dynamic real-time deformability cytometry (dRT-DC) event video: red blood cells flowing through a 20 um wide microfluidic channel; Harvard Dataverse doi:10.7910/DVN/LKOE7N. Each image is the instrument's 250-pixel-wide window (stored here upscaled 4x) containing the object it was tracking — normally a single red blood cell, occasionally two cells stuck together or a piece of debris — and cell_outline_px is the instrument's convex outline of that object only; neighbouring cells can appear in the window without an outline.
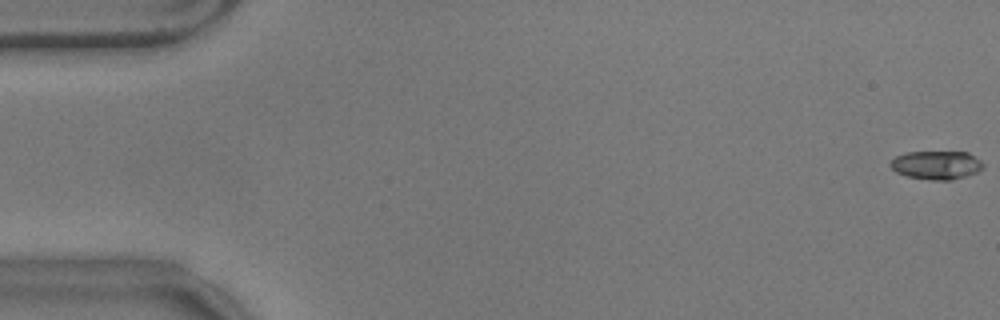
{"species": "common noctule bat (a hibernating species)", "species_latin": "Nyctalus noctula", "temperature_condition": "warm", "stored_images_in_passage": 58, "camera_frame_rate_fps": 3000, "um_per_image_px": 0.085, "animal": {"sex": "male", "body_mass_g": 17.9}, "frame": {"image": 1, "passage_image": 1, "time_ms": 0.0, "image_size_px": [1000, 320], "cell_outline_px": [[984, 168], [976, 172], [952, 180], [928, 180], [908, 176], [896, 172], [888, 164], [896, 156], [904, 152], [968, 152], [980, 160], [984, 164]], "centroid_in_image_um": [79.59, 14.03], "position_along_channel_um": 5.4, "area_um2": 15.43}}
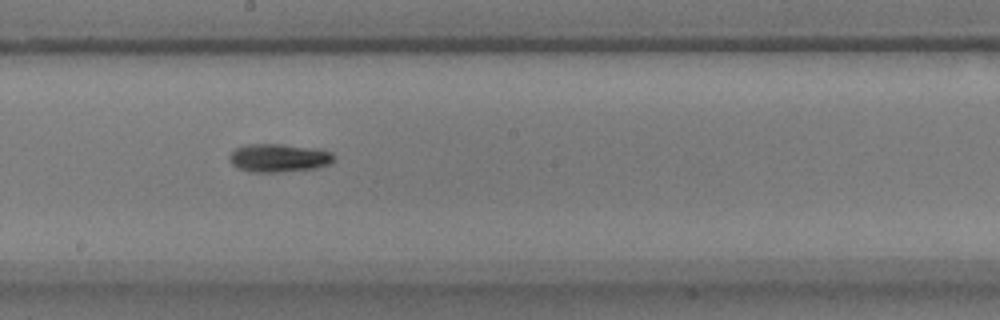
{"frame": {"image": 2, "passage_image": 32, "time_ms": 10.333, "image_size_px": [1000, 320], "cell_outline_px": [[336, 160], [328, 164], [316, 168], [276, 172], [248, 172], [236, 168], [228, 160], [228, 156], [236, 148], [248, 144], [280, 144], [320, 148], [332, 152], [336, 156]], "centroid_in_image_um": [23.71, 13.42], "position_along_channel_um": 224.5, "area_um2": 17.51}}
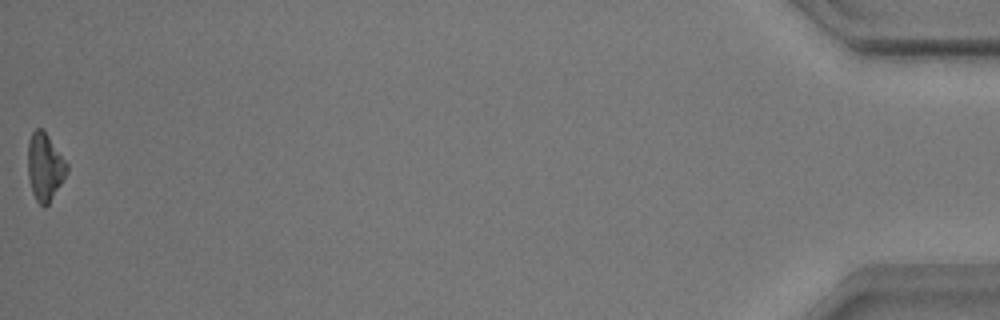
{"frame": {"image": 3, "passage_image": 58, "time_ms": 19.0, "image_size_px": [1000, 320], "cell_outline_px": [[68, 172], [48, 204], [44, 208], [36, 200], [32, 192], [28, 176], [28, 140], [32, 132], [36, 128], [44, 128], [68, 164]], "centroid_in_image_um": [3.81, 14.15], "position_along_channel_um": 431.4, "area_um2": 15.49}, "authors_computed_cell_mechanics": {"area_um2": 15.9239, "velocity_mm_per_s": 3.5377, "shape_relaxation_time_tau1_ms": 3.7471, "shape_relaxation_time_tau2_ms": 10.7946, "deformation_change_tau1": 0.1108, "deformation_change_tau2": 0.2243}}